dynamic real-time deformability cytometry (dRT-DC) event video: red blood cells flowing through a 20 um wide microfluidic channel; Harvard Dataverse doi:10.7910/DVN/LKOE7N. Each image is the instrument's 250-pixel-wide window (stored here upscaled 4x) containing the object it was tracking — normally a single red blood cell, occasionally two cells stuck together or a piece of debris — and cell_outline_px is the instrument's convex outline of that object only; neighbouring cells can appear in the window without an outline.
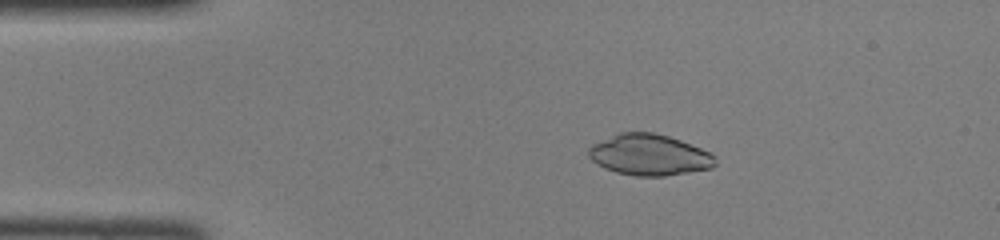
{"species": "common noctule bat (a hibernating species)", "species_latin": "Nyctalus noctula", "temperature_condition": "room temperature", "stored_images_in_passage": 40, "camera_frame_rate_fps": 3000, "um_per_image_px": 0.085, "animal": {"sex": "female", "body_mass_g": 22.0, "forearm_length_mm": 56.7}, "frame": {"image": 1, "passage_image": 3, "time_ms": 0.667, "image_size_px": [1000, 240], "cell_outline_px": [[716, 164], [712, 168], [664, 176], [636, 176], [616, 172], [604, 168], [596, 164], [588, 156], [588, 148], [592, 144], [620, 132], [652, 132], [668, 136], [680, 140], [700, 148], [716, 156]], "centroid_in_image_um": [55.17, 13.17], "position_along_channel_um": 29.8, "area_um2": 30.29}}